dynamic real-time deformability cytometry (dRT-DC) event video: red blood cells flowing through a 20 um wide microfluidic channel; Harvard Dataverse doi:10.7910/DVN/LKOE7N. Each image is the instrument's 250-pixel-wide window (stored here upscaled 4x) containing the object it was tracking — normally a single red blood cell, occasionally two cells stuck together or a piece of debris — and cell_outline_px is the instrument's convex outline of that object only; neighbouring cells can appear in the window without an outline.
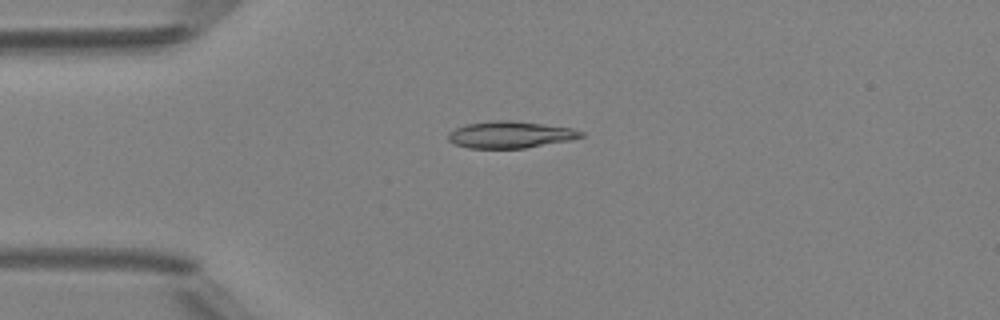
{"species": "Egyptian fruit bat (a non-hibernating species)", "species_latin": "Rousettus aegyptiacus", "temperature_condition": "room temperature", "stored_images_in_passage": 31, "camera_frame_rate_fps": 3000, "um_per_image_px": 0.085, "animal": {"sex": "female"}, "frame": {"image": 1, "passage_image": 1, "time_ms": 0.0, "image_size_px": [1000, 320], "cell_outline_px": [[584, 136], [572, 140], [524, 148], [468, 148], [456, 144], [448, 140], [448, 132], [464, 124], [492, 120], [512, 120], [572, 128], [584, 132]], "centroid_in_image_um": [43.37, 11.44], "position_along_channel_um": 41.6, "area_um2": 20.81}}
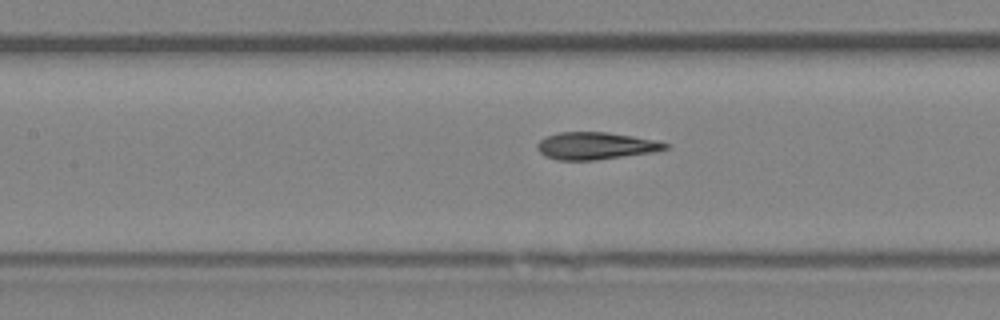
{"frame": {"image": 2, "passage_image": 11, "time_ms": 3.333, "image_size_px": [1000, 320], "cell_outline_px": [[672, 144], [668, 148], [652, 152], [596, 160], [556, 160], [544, 156], [536, 148], [536, 144], [540, 140], [548, 136], [560, 132], [604, 132], [632, 136], [656, 140]], "centroid_in_image_um": [50.62, 12.4], "position_along_channel_um": 156.8, "area_um2": 20.29}}
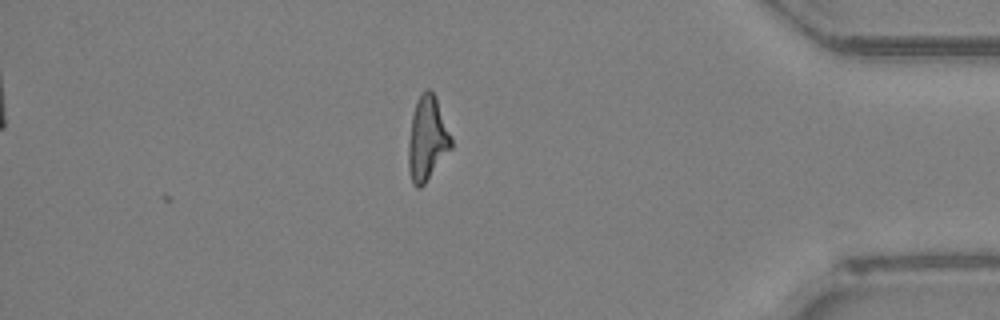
{"frame": {"image": 3, "passage_image": 31, "time_ms": 10.0, "image_size_px": [1000, 320], "cell_outline_px": [[452, 148], [424, 184], [420, 188], [416, 188], [412, 184], [408, 168], [408, 140], [412, 116], [416, 100], [420, 92], [428, 88], [436, 96], [452, 136]], "centroid_in_image_um": [36.31, 11.77], "position_along_channel_um": 398.9, "area_um2": 21.33}, "authors_computed_cell_mechanics": {"area_um2": 20.23, "velocity_mm_per_s": 4.1878, "shape_relaxation_time_tau1_ms": 6.4873, "shape_relaxation_time_tau2_ms": 2.1642, "deformation_change_tau1": 0.2194, "deformation_change_tau2": 0.12}}